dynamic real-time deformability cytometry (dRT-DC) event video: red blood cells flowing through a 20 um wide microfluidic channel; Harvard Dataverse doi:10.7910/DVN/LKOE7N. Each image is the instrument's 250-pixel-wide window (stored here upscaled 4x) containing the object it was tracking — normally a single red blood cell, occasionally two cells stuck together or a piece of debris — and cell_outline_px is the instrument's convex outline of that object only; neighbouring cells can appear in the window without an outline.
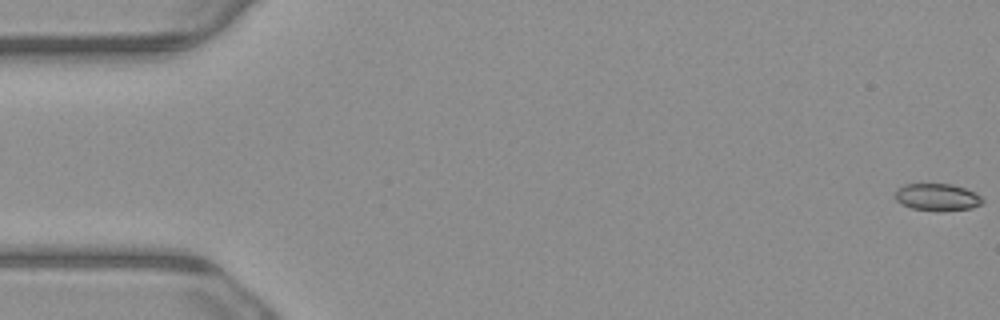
{"species": "common noctule bat (a hibernating species)", "species_latin": "Nyctalus noctula", "temperature_condition": "warm", "stored_images_in_passage": 4, "camera_frame_rate_fps": 3000, "um_per_image_px": 0.085, "animal": {"sex": "male", "body_mass_g": 23.1, "forearm_length_mm": 52.7}, "frame": {"image": 1, "passage_image": 1, "time_ms": 0.0, "image_size_px": [1000, 320], "cell_outline_px": [[984, 200], [980, 204], [972, 208], [940, 212], [912, 208], [896, 200], [896, 192], [904, 184], [952, 184], [976, 192]], "centroid_in_image_um": [79.71, 16.77], "position_along_channel_um": 5.3, "area_um2": 13.76}}
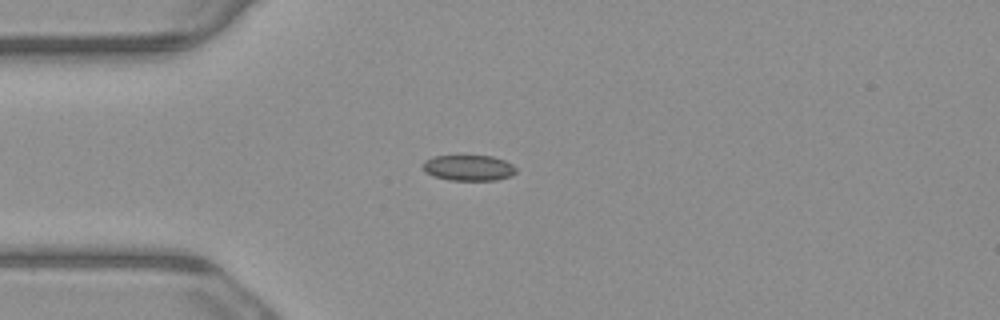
{"frame": {"image": 2, "passage_image": 4, "time_ms": 1.0, "image_size_px": [1000, 320], "cell_outline_px": [[516, 172], [512, 176], [496, 180], [448, 180], [432, 176], [424, 172], [424, 160], [432, 156], [492, 156], [504, 160], [512, 164], [516, 168]], "centroid_in_image_um": [39.83, 14.27], "position_along_channel_um": 45.2, "area_um2": 14.05}}